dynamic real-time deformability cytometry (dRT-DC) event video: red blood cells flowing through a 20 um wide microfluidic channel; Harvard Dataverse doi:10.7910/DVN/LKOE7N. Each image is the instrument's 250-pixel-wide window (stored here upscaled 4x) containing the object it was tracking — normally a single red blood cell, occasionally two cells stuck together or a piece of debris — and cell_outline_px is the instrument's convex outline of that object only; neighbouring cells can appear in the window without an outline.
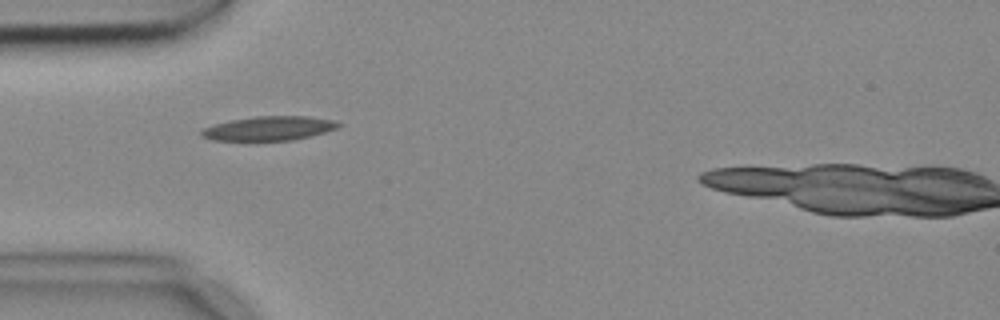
{"species": "common noctule bat (a hibernating species)", "species_latin": "Nyctalus noctula", "temperature_condition": "cold", "stored_images_in_passage": 5, "camera_frame_rate_fps": 3000, "um_per_image_px": 0.085, "animal": {"sex": "female", "body_mass_g": 18.4}, "frame": {"image": 1, "passage_image": 4, "time_ms": 1.0, "image_size_px": [1000, 320], "cell_outline_px": [[340, 124], [336, 128], [324, 132], [292, 140], [212, 140], [200, 136], [200, 132], [204, 128], [216, 124], [232, 120], [256, 116], [308, 116], [332, 120]], "centroid_in_image_um": [22.83, 10.91], "position_along_channel_um": 62.2, "area_um2": 18.9}}